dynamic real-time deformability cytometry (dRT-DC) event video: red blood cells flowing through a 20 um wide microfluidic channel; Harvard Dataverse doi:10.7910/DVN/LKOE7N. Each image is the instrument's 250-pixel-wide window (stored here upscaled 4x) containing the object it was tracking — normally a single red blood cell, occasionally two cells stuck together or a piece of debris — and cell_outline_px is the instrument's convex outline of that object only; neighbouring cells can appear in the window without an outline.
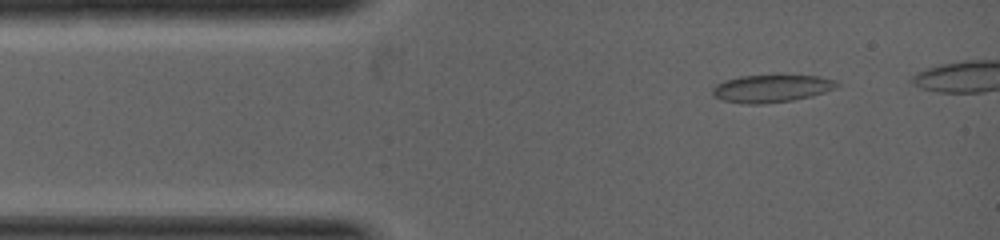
{"species": "common noctule bat (a hibernating species)", "species_latin": "Nyctalus noctula", "temperature_condition": "warm", "stored_images_in_passage": 25, "camera_frame_rate_fps": 5000, "um_per_image_px": 0.085, "animal": {"sex": "female", "body_mass_g": 19.0, "forearm_length_mm": 53.3}, "frame": {"image": 1, "passage_image": 3, "time_ms": 0.6, "image_size_px": [1000, 240], "cell_outline_px": [[840, 84], [836, 88], [812, 96], [792, 100], [760, 104], [748, 104], [720, 100], [712, 96], [712, 88], [716, 84], [724, 80], [740, 76], [780, 72], [820, 76], [836, 80]], "centroid_in_image_um": [65.59, 7.46], "position_along_channel_um": 19.4, "area_um2": 21.1}}
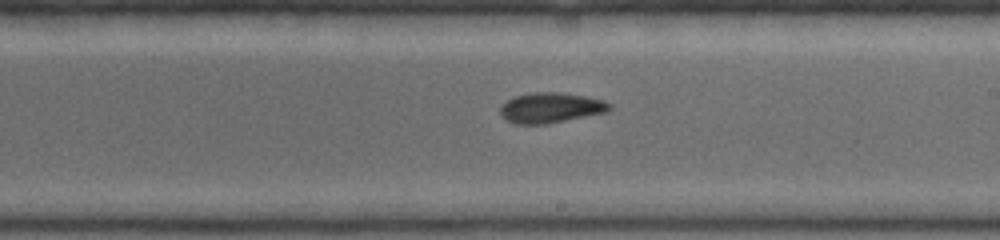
{"frame": {"image": 2, "passage_image": 17, "time_ms": 4.0, "image_size_px": [1000, 240], "cell_outline_px": [[612, 108], [608, 112], [544, 124], [516, 124], [504, 120], [500, 116], [500, 108], [508, 100], [516, 96], [532, 92], [556, 92], [588, 96], [604, 100], [612, 104]], "centroid_in_image_um": [46.83, 9.16], "position_along_channel_um": 242.2, "area_um2": 19.36}}
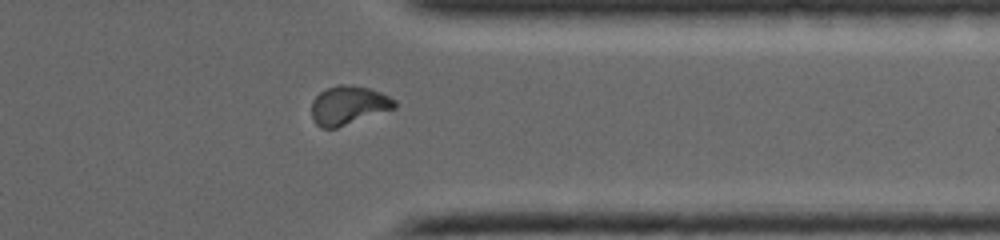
{"frame": {"image": 3, "passage_image": 24, "time_ms": 5.8, "image_size_px": [1000, 240], "cell_outline_px": [[396, 108], [336, 128], [324, 128], [316, 124], [312, 120], [312, 100], [324, 88], [336, 84], [348, 84], [368, 88], [380, 92], [396, 100]], "centroid_in_image_um": [29.6, 8.93], "position_along_channel_um": 381.8, "area_um2": 18.84}}